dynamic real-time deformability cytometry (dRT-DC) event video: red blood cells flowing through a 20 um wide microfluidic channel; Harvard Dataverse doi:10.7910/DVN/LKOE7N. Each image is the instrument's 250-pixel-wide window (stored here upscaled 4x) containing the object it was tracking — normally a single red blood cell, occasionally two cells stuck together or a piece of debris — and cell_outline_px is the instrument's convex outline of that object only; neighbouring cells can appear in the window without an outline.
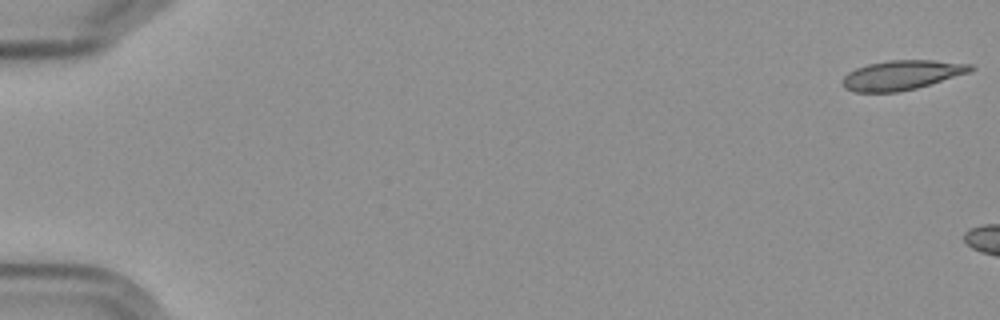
{"species": "Egyptian fruit bat (a non-hibernating species)", "species_latin": "Rousettus aegyptiacus", "temperature_condition": "cold", "stored_images_in_passage": 3, "camera_frame_rate_fps": 3000, "um_per_image_px": 0.085, "frame": {"image": 1, "passage_image": 1, "time_ms": 0.0, "image_size_px": [1000, 320], "cell_outline_px": [[976, 68], [968, 72], [916, 88], [896, 92], [856, 92], [844, 88], [840, 80], [848, 72], [856, 68], [868, 64], [888, 60], [932, 60], [972, 64]], "centroid_in_image_um": [76.6, 6.38], "position_along_channel_um": 8.4, "area_um2": 21.91}}